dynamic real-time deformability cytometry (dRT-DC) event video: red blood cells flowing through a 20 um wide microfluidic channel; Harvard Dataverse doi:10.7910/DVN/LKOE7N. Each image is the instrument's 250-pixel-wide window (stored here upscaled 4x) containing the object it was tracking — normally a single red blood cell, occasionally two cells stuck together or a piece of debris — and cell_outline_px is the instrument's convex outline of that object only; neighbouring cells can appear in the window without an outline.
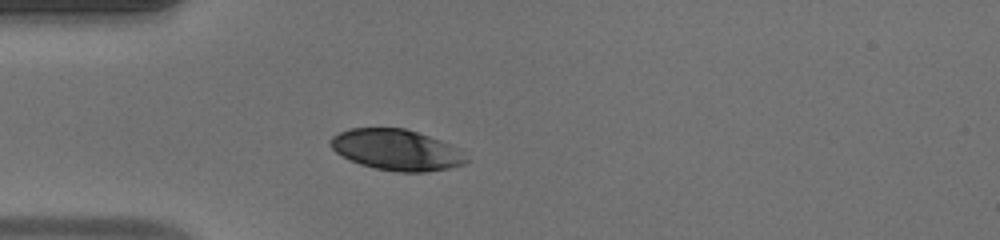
{"species": "human", "species_latin": "Homo sapiens", "temperature_condition": "warm", "stored_images_in_passage": 36, "camera_frame_rate_fps": 3000, "um_per_image_px": 0.085, "donor": {"sex": "male"}, "frame": {"image": 1, "passage_image": 1, "time_ms": 0.0, "image_size_px": [1000, 240], "cell_outline_px": [[468, 160], [464, 164], [448, 168], [428, 172], [400, 172], [376, 168], [360, 164], [336, 152], [328, 144], [332, 136], [340, 132], [352, 128], [404, 128], [440, 140], [456, 148]], "centroid_in_image_um": [33.67, 12.74], "position_along_channel_um": 51.3, "area_um2": 31.85}}
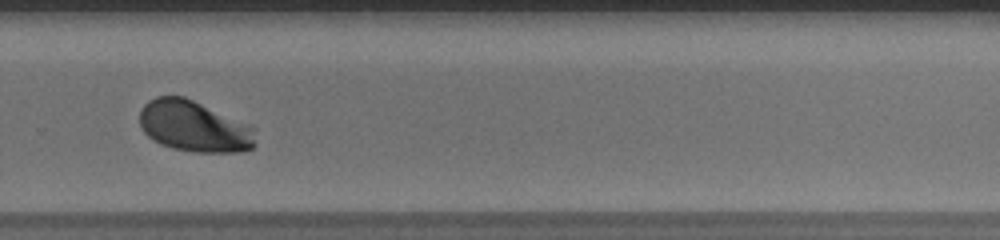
{"frame": {"image": 2, "passage_image": 21, "time_ms": 6.667, "image_size_px": [1000, 240], "cell_outline_px": [[256, 144], [252, 148], [244, 152], [192, 152], [172, 148], [160, 144], [152, 140], [140, 128], [140, 108], [148, 100], [156, 96], [184, 96], [252, 124], [256, 128]], "centroid_in_image_um": [16.54, 10.74], "position_along_channel_um": 313.3, "area_um2": 35.37}}
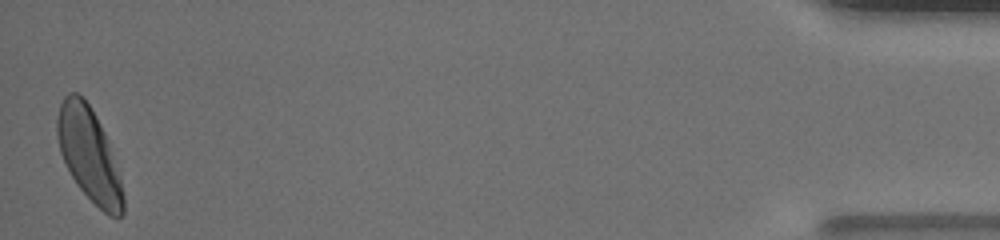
{"frame": {"image": 3, "passage_image": 36, "time_ms": 11.667, "image_size_px": [1000, 240], "cell_outline_px": [[124, 212], [120, 216], [108, 216], [76, 184], [60, 152], [56, 136], [56, 120], [60, 104], [64, 96], [68, 92], [76, 92], [88, 104], [104, 132], [108, 140], [120, 180], [124, 196]], "centroid_in_image_um": [7.55, 13.13], "position_along_channel_um": 427.7, "area_um2": 35.2}, "authors_computed_cell_mechanics": {"area_um2": 34.0731, "velocity_mm_per_s": 4.117, "shape_relaxation_time_tau1_ms": 2.0435, "shape_relaxation_time_tau2_ms": null, "deformation_change_tau1": 0.1471, "deformation_change_tau2": null}}